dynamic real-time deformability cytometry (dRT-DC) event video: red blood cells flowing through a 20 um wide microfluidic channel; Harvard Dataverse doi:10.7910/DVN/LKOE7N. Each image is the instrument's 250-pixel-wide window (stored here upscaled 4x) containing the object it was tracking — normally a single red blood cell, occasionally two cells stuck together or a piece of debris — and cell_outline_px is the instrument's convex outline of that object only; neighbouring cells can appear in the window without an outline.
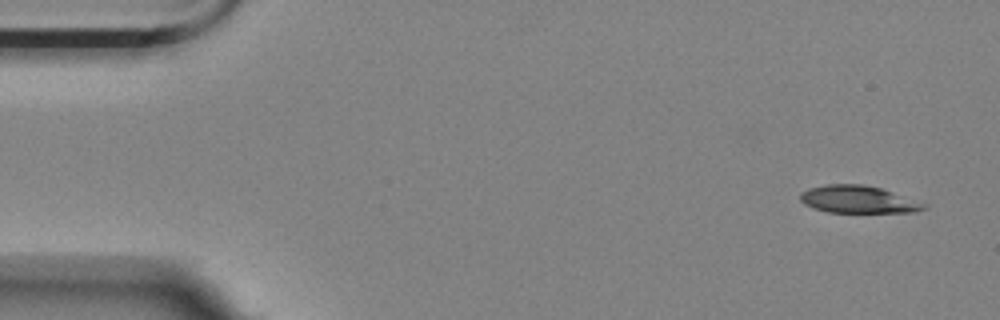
{"species": "Egyptian fruit bat (a non-hibernating species)", "species_latin": "Rousettus aegyptiacus", "temperature_condition": "room temperature", "stored_images_in_passage": 3, "camera_frame_rate_fps": 3000, "um_per_image_px": 0.085, "animal": {"sex": "female"}, "frame": {"image": 1, "passage_image": 1, "time_ms": 0.0, "image_size_px": [1000, 320], "cell_outline_px": [[928, 204], [924, 208], [916, 212], [828, 212], [812, 208], [804, 204], [800, 200], [800, 192], [808, 188], [828, 184], [864, 184], [880, 188]], "centroid_in_image_um": [72.9, 16.95], "position_along_channel_um": 12.1, "area_um2": 19.71}}